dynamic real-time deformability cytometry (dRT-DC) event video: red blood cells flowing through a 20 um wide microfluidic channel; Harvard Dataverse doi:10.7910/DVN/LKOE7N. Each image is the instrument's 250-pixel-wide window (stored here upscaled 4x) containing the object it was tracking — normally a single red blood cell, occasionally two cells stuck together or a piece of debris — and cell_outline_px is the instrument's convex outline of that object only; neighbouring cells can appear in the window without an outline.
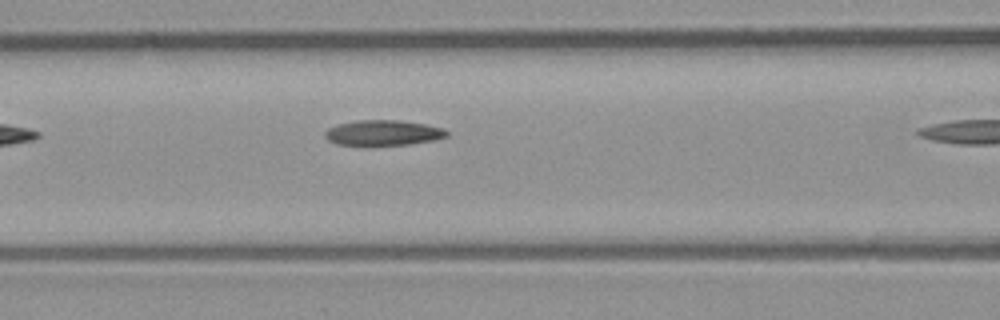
{"species": "common noctule bat (a hibernating species)", "species_latin": "Nyctalus noctula", "temperature_condition": "room temperature", "stored_images_in_passage": 7, "camera_frame_rate_fps": 3000, "um_per_image_px": 0.085, "animal": {"sex": "male", "body_mass_g": 23.1, "forearm_length_mm": 52.7}, "frame": {"image": 1, "passage_image": 6, "time_ms": 1.667, "image_size_px": [1000, 320], "cell_outline_px": [[448, 136], [436, 140], [408, 144], [336, 144], [328, 140], [324, 136], [324, 132], [328, 128], [336, 124], [356, 120], [400, 120], [424, 124], [444, 128], [448, 132]], "centroid_in_image_um": [32.57, 11.27], "position_along_channel_um": 134.0, "area_um2": 17.86}}